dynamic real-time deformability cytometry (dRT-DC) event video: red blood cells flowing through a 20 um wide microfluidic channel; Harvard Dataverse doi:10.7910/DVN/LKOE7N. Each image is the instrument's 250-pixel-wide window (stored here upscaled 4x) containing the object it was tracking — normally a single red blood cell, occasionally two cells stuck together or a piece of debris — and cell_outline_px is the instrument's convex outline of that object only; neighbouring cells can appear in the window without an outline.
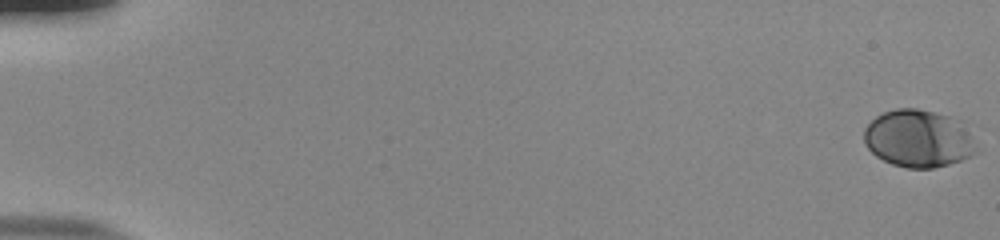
{"species": "human", "species_latin": "Homo sapiens", "temperature_condition": "room temperature", "stored_images_in_passage": 50, "camera_frame_rate_fps": 3000, "um_per_image_px": 0.085, "donor": {"sex": "male"}, "frame": {"image": 1, "passage_image": 1, "time_ms": 0.0, "image_size_px": [1000, 240], "cell_outline_px": [[976, 152], [960, 160], [948, 164], [932, 168], [908, 168], [892, 164], [876, 156], [864, 144], [864, 128], [876, 116], [884, 112], [896, 108], [916, 108], [964, 120]], "centroid_in_image_um": [78.03, 11.76], "position_along_channel_um": 7.0, "area_um2": 37.45}}
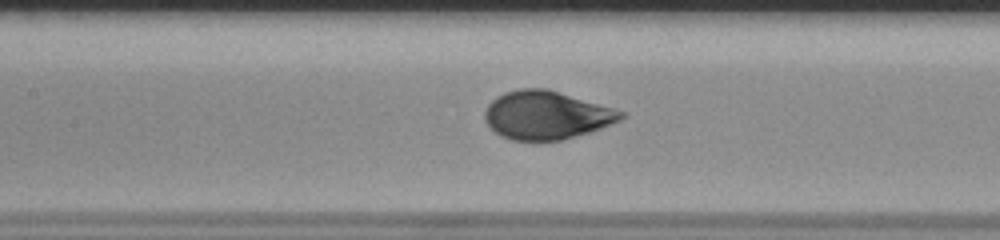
{"frame": {"image": 2, "passage_image": 28, "time_ms": 9.0, "image_size_px": [1000, 240], "cell_outline_px": [[628, 116], [620, 120], [600, 128], [588, 132], [560, 140], [512, 140], [500, 136], [484, 120], [484, 112], [488, 104], [496, 96], [504, 92], [520, 88], [548, 88], [628, 112]], "centroid_in_image_um": [46.46, 9.76], "position_along_channel_um": 160.9, "area_um2": 38.49}}
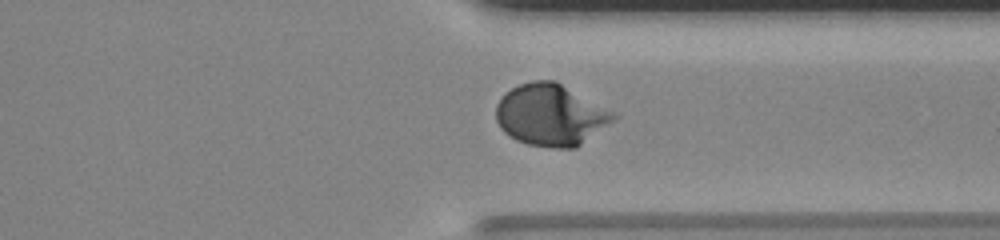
{"frame": {"image": 3, "passage_image": 44, "time_ms": 14.333, "image_size_px": [1000, 240], "cell_outline_px": [[620, 116], [616, 120], [576, 148], [552, 148], [528, 144], [516, 140], [504, 132], [500, 128], [496, 120], [496, 104], [512, 88], [520, 84], [532, 80], [556, 80]], "centroid_in_image_um": [46.83, 9.78], "position_along_channel_um": 364.6, "area_um2": 42.19}}